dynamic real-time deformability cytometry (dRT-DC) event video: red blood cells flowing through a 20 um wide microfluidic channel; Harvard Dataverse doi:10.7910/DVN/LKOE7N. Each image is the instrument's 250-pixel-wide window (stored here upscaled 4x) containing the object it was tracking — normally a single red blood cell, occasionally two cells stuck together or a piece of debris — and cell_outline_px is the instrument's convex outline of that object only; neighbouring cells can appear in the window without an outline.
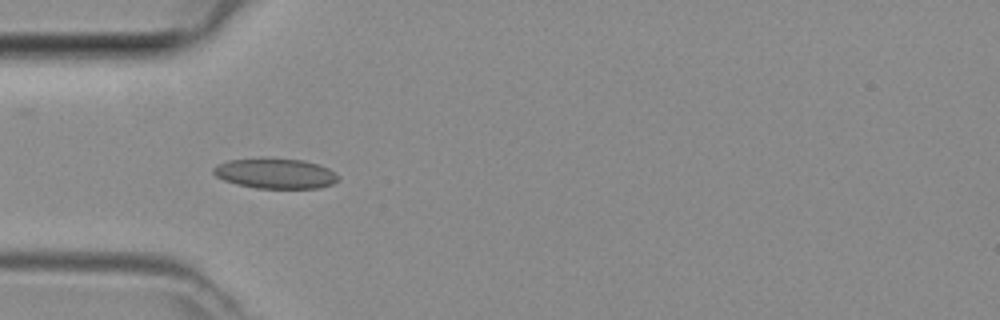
{"species": "common noctule bat (a hibernating species)", "species_latin": "Nyctalus noctula", "temperature_condition": "room temperature", "stored_images_in_passage": 38, "camera_frame_rate_fps": 3000, "um_per_image_px": 0.085, "animal": {"sex": "female", "body_mass_g": 29.2, "forearm_length_mm": 56.3}, "frame": {"image": 1, "passage_image": 6, "time_ms": 1.667, "image_size_px": [1000, 320], "cell_outline_px": [[340, 176], [332, 184], [320, 188], [256, 188], [236, 184], [224, 180], [216, 176], [212, 172], [212, 168], [216, 164], [228, 160], [264, 156], [304, 160], [328, 168]], "centroid_in_image_um": [23.35, 14.71], "position_along_channel_um": 61.6, "area_um2": 22.48}}
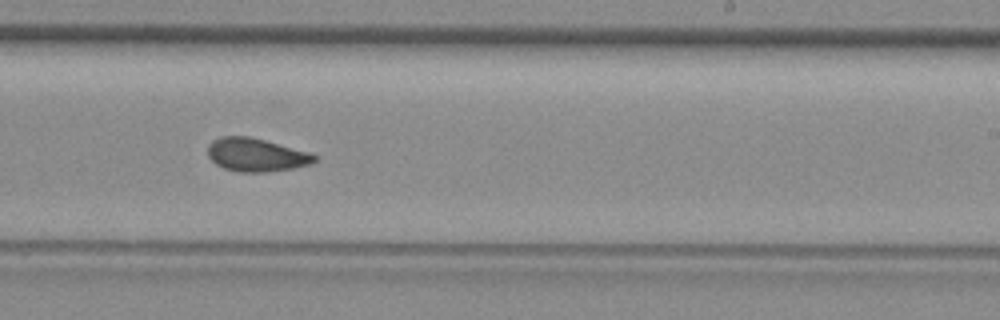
{"frame": {"image": 2, "passage_image": 20, "time_ms": 6.333, "image_size_px": [1000, 320], "cell_outline_px": [[316, 160], [312, 164], [292, 168], [268, 172], [236, 172], [224, 168], [216, 164], [208, 156], [208, 144], [212, 140], [220, 136], [248, 136], [264, 140], [308, 152], [316, 156]], "centroid_in_image_um": [21.73, 13.17], "position_along_channel_um": 267.3, "area_um2": 20.63}}
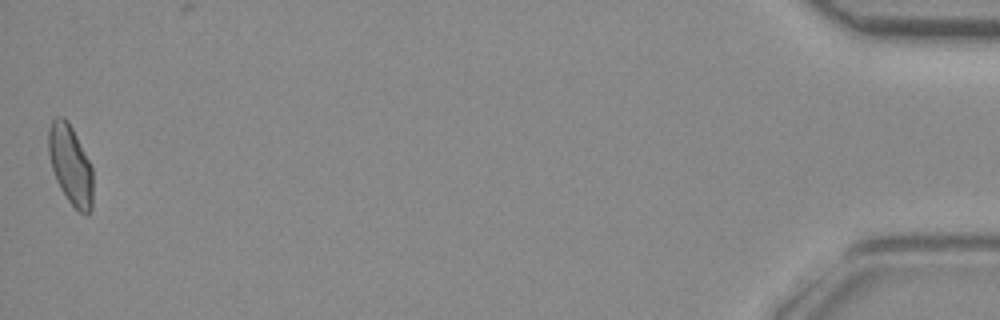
{"frame": {"image": 3, "passage_image": 38, "time_ms": 12.333, "image_size_px": [1000, 320], "cell_outline_px": [[92, 208], [88, 216], [84, 216], [68, 200], [60, 188], [56, 180], [52, 168], [48, 152], [48, 128], [52, 120], [56, 116], [64, 116], [68, 120], [92, 168]], "centroid_in_image_um": [5.98, 14.01], "position_along_channel_um": 429.2, "area_um2": 20.52}}